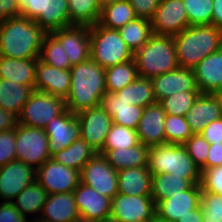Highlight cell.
Here are the masks:
<instances>
[{
	"mask_svg": "<svg viewBox=\"0 0 222 222\" xmlns=\"http://www.w3.org/2000/svg\"><path fill=\"white\" fill-rule=\"evenodd\" d=\"M201 191L222 195V165L201 171Z\"/></svg>",
	"mask_w": 222,
	"mask_h": 222,
	"instance_id": "47",
	"label": "cell"
},
{
	"mask_svg": "<svg viewBox=\"0 0 222 222\" xmlns=\"http://www.w3.org/2000/svg\"><path fill=\"white\" fill-rule=\"evenodd\" d=\"M179 67L193 69L222 47V30L212 24L188 26L173 36Z\"/></svg>",
	"mask_w": 222,
	"mask_h": 222,
	"instance_id": "3",
	"label": "cell"
},
{
	"mask_svg": "<svg viewBox=\"0 0 222 222\" xmlns=\"http://www.w3.org/2000/svg\"><path fill=\"white\" fill-rule=\"evenodd\" d=\"M130 104L145 108L156 101L153 91V84L150 78L138 76L132 83L115 93Z\"/></svg>",
	"mask_w": 222,
	"mask_h": 222,
	"instance_id": "35",
	"label": "cell"
},
{
	"mask_svg": "<svg viewBox=\"0 0 222 222\" xmlns=\"http://www.w3.org/2000/svg\"><path fill=\"white\" fill-rule=\"evenodd\" d=\"M166 143L183 145L192 135L190 125L183 116L169 115L165 117Z\"/></svg>",
	"mask_w": 222,
	"mask_h": 222,
	"instance_id": "42",
	"label": "cell"
},
{
	"mask_svg": "<svg viewBox=\"0 0 222 222\" xmlns=\"http://www.w3.org/2000/svg\"><path fill=\"white\" fill-rule=\"evenodd\" d=\"M16 128L0 131V167L16 160Z\"/></svg>",
	"mask_w": 222,
	"mask_h": 222,
	"instance_id": "46",
	"label": "cell"
},
{
	"mask_svg": "<svg viewBox=\"0 0 222 222\" xmlns=\"http://www.w3.org/2000/svg\"><path fill=\"white\" fill-rule=\"evenodd\" d=\"M141 222H157V216L155 215L154 217H152L148 220H145V221H141Z\"/></svg>",
	"mask_w": 222,
	"mask_h": 222,
	"instance_id": "60",
	"label": "cell"
},
{
	"mask_svg": "<svg viewBox=\"0 0 222 222\" xmlns=\"http://www.w3.org/2000/svg\"><path fill=\"white\" fill-rule=\"evenodd\" d=\"M200 182L201 179H184L170 173L153 174L151 196L156 205L159 201L169 198L171 194L182 193Z\"/></svg>",
	"mask_w": 222,
	"mask_h": 222,
	"instance_id": "30",
	"label": "cell"
},
{
	"mask_svg": "<svg viewBox=\"0 0 222 222\" xmlns=\"http://www.w3.org/2000/svg\"><path fill=\"white\" fill-rule=\"evenodd\" d=\"M222 117V103L218 94L201 93L185 115L193 134L200 133L204 127Z\"/></svg>",
	"mask_w": 222,
	"mask_h": 222,
	"instance_id": "23",
	"label": "cell"
},
{
	"mask_svg": "<svg viewBox=\"0 0 222 222\" xmlns=\"http://www.w3.org/2000/svg\"><path fill=\"white\" fill-rule=\"evenodd\" d=\"M12 202L0 203V222H28Z\"/></svg>",
	"mask_w": 222,
	"mask_h": 222,
	"instance_id": "50",
	"label": "cell"
},
{
	"mask_svg": "<svg viewBox=\"0 0 222 222\" xmlns=\"http://www.w3.org/2000/svg\"><path fill=\"white\" fill-rule=\"evenodd\" d=\"M80 126V137L99 153L112 126V117L101 105L76 113Z\"/></svg>",
	"mask_w": 222,
	"mask_h": 222,
	"instance_id": "11",
	"label": "cell"
},
{
	"mask_svg": "<svg viewBox=\"0 0 222 222\" xmlns=\"http://www.w3.org/2000/svg\"><path fill=\"white\" fill-rule=\"evenodd\" d=\"M76 222H107V221H97V220H83V219H79Z\"/></svg>",
	"mask_w": 222,
	"mask_h": 222,
	"instance_id": "59",
	"label": "cell"
},
{
	"mask_svg": "<svg viewBox=\"0 0 222 222\" xmlns=\"http://www.w3.org/2000/svg\"><path fill=\"white\" fill-rule=\"evenodd\" d=\"M151 81L157 102L177 92L199 91L193 69L178 67L151 78Z\"/></svg>",
	"mask_w": 222,
	"mask_h": 222,
	"instance_id": "20",
	"label": "cell"
},
{
	"mask_svg": "<svg viewBox=\"0 0 222 222\" xmlns=\"http://www.w3.org/2000/svg\"><path fill=\"white\" fill-rule=\"evenodd\" d=\"M66 110L65 99L34 90L23 106L18 123L28 127L45 128Z\"/></svg>",
	"mask_w": 222,
	"mask_h": 222,
	"instance_id": "9",
	"label": "cell"
},
{
	"mask_svg": "<svg viewBox=\"0 0 222 222\" xmlns=\"http://www.w3.org/2000/svg\"><path fill=\"white\" fill-rule=\"evenodd\" d=\"M20 15L35 21L46 33L72 26L68 0H17Z\"/></svg>",
	"mask_w": 222,
	"mask_h": 222,
	"instance_id": "7",
	"label": "cell"
},
{
	"mask_svg": "<svg viewBox=\"0 0 222 222\" xmlns=\"http://www.w3.org/2000/svg\"><path fill=\"white\" fill-rule=\"evenodd\" d=\"M200 134L209 144L222 143V117L208 123Z\"/></svg>",
	"mask_w": 222,
	"mask_h": 222,
	"instance_id": "49",
	"label": "cell"
},
{
	"mask_svg": "<svg viewBox=\"0 0 222 222\" xmlns=\"http://www.w3.org/2000/svg\"><path fill=\"white\" fill-rule=\"evenodd\" d=\"M183 146L187 149L188 154L201 171L207 169V155L210 149V144L200 133L193 134Z\"/></svg>",
	"mask_w": 222,
	"mask_h": 222,
	"instance_id": "44",
	"label": "cell"
},
{
	"mask_svg": "<svg viewBox=\"0 0 222 222\" xmlns=\"http://www.w3.org/2000/svg\"><path fill=\"white\" fill-rule=\"evenodd\" d=\"M18 16L20 9L17 0H0V22Z\"/></svg>",
	"mask_w": 222,
	"mask_h": 222,
	"instance_id": "51",
	"label": "cell"
},
{
	"mask_svg": "<svg viewBox=\"0 0 222 222\" xmlns=\"http://www.w3.org/2000/svg\"><path fill=\"white\" fill-rule=\"evenodd\" d=\"M150 21L157 35L175 36L190 26L183 0H161Z\"/></svg>",
	"mask_w": 222,
	"mask_h": 222,
	"instance_id": "14",
	"label": "cell"
},
{
	"mask_svg": "<svg viewBox=\"0 0 222 222\" xmlns=\"http://www.w3.org/2000/svg\"><path fill=\"white\" fill-rule=\"evenodd\" d=\"M44 130L49 139L48 145L51 156L67 148L80 137L77 116L68 109L48 122Z\"/></svg>",
	"mask_w": 222,
	"mask_h": 222,
	"instance_id": "17",
	"label": "cell"
},
{
	"mask_svg": "<svg viewBox=\"0 0 222 222\" xmlns=\"http://www.w3.org/2000/svg\"><path fill=\"white\" fill-rule=\"evenodd\" d=\"M200 94V91L177 92L160 100L159 103L166 114L185 117Z\"/></svg>",
	"mask_w": 222,
	"mask_h": 222,
	"instance_id": "40",
	"label": "cell"
},
{
	"mask_svg": "<svg viewBox=\"0 0 222 222\" xmlns=\"http://www.w3.org/2000/svg\"><path fill=\"white\" fill-rule=\"evenodd\" d=\"M15 141L16 159L36 170L51 158L49 139L43 128L28 127L18 123Z\"/></svg>",
	"mask_w": 222,
	"mask_h": 222,
	"instance_id": "8",
	"label": "cell"
},
{
	"mask_svg": "<svg viewBox=\"0 0 222 222\" xmlns=\"http://www.w3.org/2000/svg\"><path fill=\"white\" fill-rule=\"evenodd\" d=\"M202 222H222V195L201 193Z\"/></svg>",
	"mask_w": 222,
	"mask_h": 222,
	"instance_id": "45",
	"label": "cell"
},
{
	"mask_svg": "<svg viewBox=\"0 0 222 222\" xmlns=\"http://www.w3.org/2000/svg\"><path fill=\"white\" fill-rule=\"evenodd\" d=\"M18 117L0 107V131L16 128Z\"/></svg>",
	"mask_w": 222,
	"mask_h": 222,
	"instance_id": "53",
	"label": "cell"
},
{
	"mask_svg": "<svg viewBox=\"0 0 222 222\" xmlns=\"http://www.w3.org/2000/svg\"><path fill=\"white\" fill-rule=\"evenodd\" d=\"M166 115L159 102L144 108L136 129L140 143L149 147L166 144L164 127Z\"/></svg>",
	"mask_w": 222,
	"mask_h": 222,
	"instance_id": "21",
	"label": "cell"
},
{
	"mask_svg": "<svg viewBox=\"0 0 222 222\" xmlns=\"http://www.w3.org/2000/svg\"><path fill=\"white\" fill-rule=\"evenodd\" d=\"M47 196L48 193L44 187L37 181H34L32 184L25 187L15 197V200H13L12 203L26 219H28L27 214H35L36 218L40 217ZM37 213L39 214L36 215Z\"/></svg>",
	"mask_w": 222,
	"mask_h": 222,
	"instance_id": "32",
	"label": "cell"
},
{
	"mask_svg": "<svg viewBox=\"0 0 222 222\" xmlns=\"http://www.w3.org/2000/svg\"><path fill=\"white\" fill-rule=\"evenodd\" d=\"M38 59H15L0 56V78L34 87Z\"/></svg>",
	"mask_w": 222,
	"mask_h": 222,
	"instance_id": "27",
	"label": "cell"
},
{
	"mask_svg": "<svg viewBox=\"0 0 222 222\" xmlns=\"http://www.w3.org/2000/svg\"><path fill=\"white\" fill-rule=\"evenodd\" d=\"M149 149V146L139 143L126 149H102L99 154L119 171L126 168L147 167Z\"/></svg>",
	"mask_w": 222,
	"mask_h": 222,
	"instance_id": "29",
	"label": "cell"
},
{
	"mask_svg": "<svg viewBox=\"0 0 222 222\" xmlns=\"http://www.w3.org/2000/svg\"><path fill=\"white\" fill-rule=\"evenodd\" d=\"M36 181V169L20 160L0 167V198L12 202L27 186Z\"/></svg>",
	"mask_w": 222,
	"mask_h": 222,
	"instance_id": "15",
	"label": "cell"
},
{
	"mask_svg": "<svg viewBox=\"0 0 222 222\" xmlns=\"http://www.w3.org/2000/svg\"><path fill=\"white\" fill-rule=\"evenodd\" d=\"M71 88L65 99L66 109L78 113L100 105L101 97L107 92L105 69L91 58L70 69Z\"/></svg>",
	"mask_w": 222,
	"mask_h": 222,
	"instance_id": "2",
	"label": "cell"
},
{
	"mask_svg": "<svg viewBox=\"0 0 222 222\" xmlns=\"http://www.w3.org/2000/svg\"><path fill=\"white\" fill-rule=\"evenodd\" d=\"M118 32L125 44L134 53L140 49L152 35L151 21L146 18L137 17L135 20L128 22L125 26L118 29Z\"/></svg>",
	"mask_w": 222,
	"mask_h": 222,
	"instance_id": "36",
	"label": "cell"
},
{
	"mask_svg": "<svg viewBox=\"0 0 222 222\" xmlns=\"http://www.w3.org/2000/svg\"><path fill=\"white\" fill-rule=\"evenodd\" d=\"M73 196L80 219L97 221H108L110 219V198L99 194L96 190L81 182L73 190Z\"/></svg>",
	"mask_w": 222,
	"mask_h": 222,
	"instance_id": "18",
	"label": "cell"
},
{
	"mask_svg": "<svg viewBox=\"0 0 222 222\" xmlns=\"http://www.w3.org/2000/svg\"><path fill=\"white\" fill-rule=\"evenodd\" d=\"M47 33L33 20L24 16L0 22V56L15 59L39 58Z\"/></svg>",
	"mask_w": 222,
	"mask_h": 222,
	"instance_id": "1",
	"label": "cell"
},
{
	"mask_svg": "<svg viewBox=\"0 0 222 222\" xmlns=\"http://www.w3.org/2000/svg\"><path fill=\"white\" fill-rule=\"evenodd\" d=\"M190 26L212 24L213 0H183Z\"/></svg>",
	"mask_w": 222,
	"mask_h": 222,
	"instance_id": "43",
	"label": "cell"
},
{
	"mask_svg": "<svg viewBox=\"0 0 222 222\" xmlns=\"http://www.w3.org/2000/svg\"><path fill=\"white\" fill-rule=\"evenodd\" d=\"M222 165V143L210 144L207 155V169Z\"/></svg>",
	"mask_w": 222,
	"mask_h": 222,
	"instance_id": "52",
	"label": "cell"
},
{
	"mask_svg": "<svg viewBox=\"0 0 222 222\" xmlns=\"http://www.w3.org/2000/svg\"><path fill=\"white\" fill-rule=\"evenodd\" d=\"M139 143L136 130L112 123L102 149H126Z\"/></svg>",
	"mask_w": 222,
	"mask_h": 222,
	"instance_id": "41",
	"label": "cell"
},
{
	"mask_svg": "<svg viewBox=\"0 0 222 222\" xmlns=\"http://www.w3.org/2000/svg\"><path fill=\"white\" fill-rule=\"evenodd\" d=\"M156 215L152 196L118 193L111 199L110 219L115 222H141Z\"/></svg>",
	"mask_w": 222,
	"mask_h": 222,
	"instance_id": "13",
	"label": "cell"
},
{
	"mask_svg": "<svg viewBox=\"0 0 222 222\" xmlns=\"http://www.w3.org/2000/svg\"><path fill=\"white\" fill-rule=\"evenodd\" d=\"M70 80V70L57 69L37 60L34 90L66 99L71 88Z\"/></svg>",
	"mask_w": 222,
	"mask_h": 222,
	"instance_id": "22",
	"label": "cell"
},
{
	"mask_svg": "<svg viewBox=\"0 0 222 222\" xmlns=\"http://www.w3.org/2000/svg\"><path fill=\"white\" fill-rule=\"evenodd\" d=\"M28 222H51V221L45 220V219H43L41 217H36V218H33V220L31 219Z\"/></svg>",
	"mask_w": 222,
	"mask_h": 222,
	"instance_id": "57",
	"label": "cell"
},
{
	"mask_svg": "<svg viewBox=\"0 0 222 222\" xmlns=\"http://www.w3.org/2000/svg\"><path fill=\"white\" fill-rule=\"evenodd\" d=\"M36 181L44 187L48 195L69 193L79 185L80 171L50 158L36 170Z\"/></svg>",
	"mask_w": 222,
	"mask_h": 222,
	"instance_id": "12",
	"label": "cell"
},
{
	"mask_svg": "<svg viewBox=\"0 0 222 222\" xmlns=\"http://www.w3.org/2000/svg\"><path fill=\"white\" fill-rule=\"evenodd\" d=\"M138 77L134 60L114 65L105 69V83L107 92L116 93L132 83Z\"/></svg>",
	"mask_w": 222,
	"mask_h": 222,
	"instance_id": "38",
	"label": "cell"
},
{
	"mask_svg": "<svg viewBox=\"0 0 222 222\" xmlns=\"http://www.w3.org/2000/svg\"><path fill=\"white\" fill-rule=\"evenodd\" d=\"M136 18L129 0H122L102 7L98 23L105 28L118 30Z\"/></svg>",
	"mask_w": 222,
	"mask_h": 222,
	"instance_id": "34",
	"label": "cell"
},
{
	"mask_svg": "<svg viewBox=\"0 0 222 222\" xmlns=\"http://www.w3.org/2000/svg\"><path fill=\"white\" fill-rule=\"evenodd\" d=\"M129 2L137 17L150 20L161 0H129Z\"/></svg>",
	"mask_w": 222,
	"mask_h": 222,
	"instance_id": "48",
	"label": "cell"
},
{
	"mask_svg": "<svg viewBox=\"0 0 222 222\" xmlns=\"http://www.w3.org/2000/svg\"><path fill=\"white\" fill-rule=\"evenodd\" d=\"M33 91L34 87L0 78V107L19 117Z\"/></svg>",
	"mask_w": 222,
	"mask_h": 222,
	"instance_id": "31",
	"label": "cell"
},
{
	"mask_svg": "<svg viewBox=\"0 0 222 222\" xmlns=\"http://www.w3.org/2000/svg\"><path fill=\"white\" fill-rule=\"evenodd\" d=\"M218 96H219L220 101H221V103H222V92L218 93Z\"/></svg>",
	"mask_w": 222,
	"mask_h": 222,
	"instance_id": "61",
	"label": "cell"
},
{
	"mask_svg": "<svg viewBox=\"0 0 222 222\" xmlns=\"http://www.w3.org/2000/svg\"><path fill=\"white\" fill-rule=\"evenodd\" d=\"M118 193L151 196L152 173L147 167L126 168L117 171Z\"/></svg>",
	"mask_w": 222,
	"mask_h": 222,
	"instance_id": "28",
	"label": "cell"
},
{
	"mask_svg": "<svg viewBox=\"0 0 222 222\" xmlns=\"http://www.w3.org/2000/svg\"><path fill=\"white\" fill-rule=\"evenodd\" d=\"M80 182L110 199L118 194L117 171L99 153H96L81 169Z\"/></svg>",
	"mask_w": 222,
	"mask_h": 222,
	"instance_id": "10",
	"label": "cell"
},
{
	"mask_svg": "<svg viewBox=\"0 0 222 222\" xmlns=\"http://www.w3.org/2000/svg\"><path fill=\"white\" fill-rule=\"evenodd\" d=\"M117 1H122V0H99V6L102 8L105 5L111 4V3H115Z\"/></svg>",
	"mask_w": 222,
	"mask_h": 222,
	"instance_id": "56",
	"label": "cell"
},
{
	"mask_svg": "<svg viewBox=\"0 0 222 222\" xmlns=\"http://www.w3.org/2000/svg\"><path fill=\"white\" fill-rule=\"evenodd\" d=\"M51 34L61 43L71 66L90 59V26L72 25Z\"/></svg>",
	"mask_w": 222,
	"mask_h": 222,
	"instance_id": "16",
	"label": "cell"
},
{
	"mask_svg": "<svg viewBox=\"0 0 222 222\" xmlns=\"http://www.w3.org/2000/svg\"><path fill=\"white\" fill-rule=\"evenodd\" d=\"M201 193L200 184H195L182 193L171 194L169 198L163 199L155 205L157 218L177 221L200 207Z\"/></svg>",
	"mask_w": 222,
	"mask_h": 222,
	"instance_id": "19",
	"label": "cell"
},
{
	"mask_svg": "<svg viewBox=\"0 0 222 222\" xmlns=\"http://www.w3.org/2000/svg\"><path fill=\"white\" fill-rule=\"evenodd\" d=\"M193 70L201 93L222 92V47L207 55Z\"/></svg>",
	"mask_w": 222,
	"mask_h": 222,
	"instance_id": "24",
	"label": "cell"
},
{
	"mask_svg": "<svg viewBox=\"0 0 222 222\" xmlns=\"http://www.w3.org/2000/svg\"><path fill=\"white\" fill-rule=\"evenodd\" d=\"M148 170L153 174L170 173L184 179H201V170L187 149L179 144L152 146L148 153Z\"/></svg>",
	"mask_w": 222,
	"mask_h": 222,
	"instance_id": "5",
	"label": "cell"
},
{
	"mask_svg": "<svg viewBox=\"0 0 222 222\" xmlns=\"http://www.w3.org/2000/svg\"><path fill=\"white\" fill-rule=\"evenodd\" d=\"M69 19L73 25L92 26L99 22V0H68Z\"/></svg>",
	"mask_w": 222,
	"mask_h": 222,
	"instance_id": "37",
	"label": "cell"
},
{
	"mask_svg": "<svg viewBox=\"0 0 222 222\" xmlns=\"http://www.w3.org/2000/svg\"><path fill=\"white\" fill-rule=\"evenodd\" d=\"M96 153L97 152L91 146L79 137L67 148L54 153L51 158L68 168L81 171L83 166Z\"/></svg>",
	"mask_w": 222,
	"mask_h": 222,
	"instance_id": "33",
	"label": "cell"
},
{
	"mask_svg": "<svg viewBox=\"0 0 222 222\" xmlns=\"http://www.w3.org/2000/svg\"><path fill=\"white\" fill-rule=\"evenodd\" d=\"M135 61L138 76L153 78L179 67L173 36L152 34L136 52Z\"/></svg>",
	"mask_w": 222,
	"mask_h": 222,
	"instance_id": "4",
	"label": "cell"
},
{
	"mask_svg": "<svg viewBox=\"0 0 222 222\" xmlns=\"http://www.w3.org/2000/svg\"><path fill=\"white\" fill-rule=\"evenodd\" d=\"M212 25L222 30V0H213Z\"/></svg>",
	"mask_w": 222,
	"mask_h": 222,
	"instance_id": "54",
	"label": "cell"
},
{
	"mask_svg": "<svg viewBox=\"0 0 222 222\" xmlns=\"http://www.w3.org/2000/svg\"><path fill=\"white\" fill-rule=\"evenodd\" d=\"M101 107L108 112L115 124L136 130L144 108L118 98L115 93L106 92L100 101Z\"/></svg>",
	"mask_w": 222,
	"mask_h": 222,
	"instance_id": "25",
	"label": "cell"
},
{
	"mask_svg": "<svg viewBox=\"0 0 222 222\" xmlns=\"http://www.w3.org/2000/svg\"><path fill=\"white\" fill-rule=\"evenodd\" d=\"M41 218L51 222H76L80 219L73 192L47 196Z\"/></svg>",
	"mask_w": 222,
	"mask_h": 222,
	"instance_id": "26",
	"label": "cell"
},
{
	"mask_svg": "<svg viewBox=\"0 0 222 222\" xmlns=\"http://www.w3.org/2000/svg\"><path fill=\"white\" fill-rule=\"evenodd\" d=\"M157 222H176V221L168 220V219H165V218H157Z\"/></svg>",
	"mask_w": 222,
	"mask_h": 222,
	"instance_id": "58",
	"label": "cell"
},
{
	"mask_svg": "<svg viewBox=\"0 0 222 222\" xmlns=\"http://www.w3.org/2000/svg\"><path fill=\"white\" fill-rule=\"evenodd\" d=\"M134 53L125 44L118 30L99 23L90 26V58L102 68L133 60Z\"/></svg>",
	"mask_w": 222,
	"mask_h": 222,
	"instance_id": "6",
	"label": "cell"
},
{
	"mask_svg": "<svg viewBox=\"0 0 222 222\" xmlns=\"http://www.w3.org/2000/svg\"><path fill=\"white\" fill-rule=\"evenodd\" d=\"M39 59L57 69L70 70L72 67L61 43L51 33H47L43 39Z\"/></svg>",
	"mask_w": 222,
	"mask_h": 222,
	"instance_id": "39",
	"label": "cell"
},
{
	"mask_svg": "<svg viewBox=\"0 0 222 222\" xmlns=\"http://www.w3.org/2000/svg\"><path fill=\"white\" fill-rule=\"evenodd\" d=\"M203 213L201 210V206L196 208L195 210L189 212V214L181 217L176 222H202Z\"/></svg>",
	"mask_w": 222,
	"mask_h": 222,
	"instance_id": "55",
	"label": "cell"
}]
</instances>
